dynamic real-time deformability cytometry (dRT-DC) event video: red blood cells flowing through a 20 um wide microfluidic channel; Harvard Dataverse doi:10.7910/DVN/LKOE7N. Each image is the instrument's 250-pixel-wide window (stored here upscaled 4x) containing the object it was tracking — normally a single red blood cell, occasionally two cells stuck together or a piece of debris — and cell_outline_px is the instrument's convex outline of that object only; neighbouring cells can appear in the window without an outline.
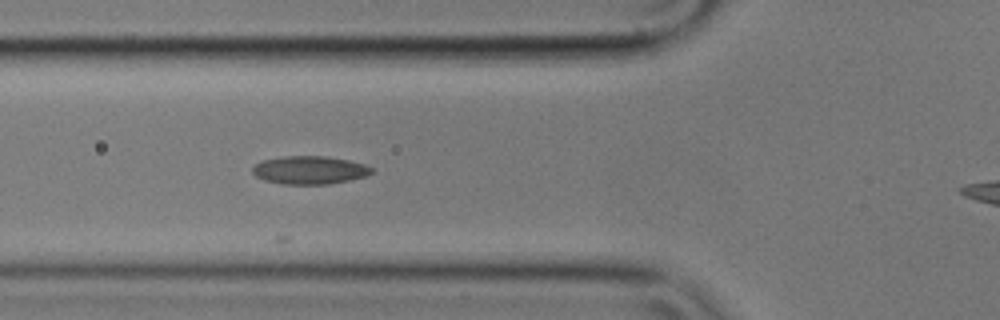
{"species": "common noctule bat (a hibernating species)", "species_latin": "Nyctalus noctula", "temperature_condition": "cold", "stored_images_in_passage": 3, "segment_of_instrument_passage": [1, 2], "camera_frame_rate_fps": 3000, "um_per_image_px": 0.085, "animal": {"sex": "male", "body_mass_g": 17.9}, "frame": {"image": 1, "passage_image": 2, "time_ms": 0.333, "image_size_px": [1000, 320], "cell_outline_px": [[372, 172], [364, 176], [348, 180], [328, 184], [284, 184], [264, 180], [256, 176], [252, 172], [252, 168], [260, 160], [284, 156], [328, 156], [348, 160], [364, 164], [372, 168]], "centroid_in_image_um": [26.28, 14.44], "position_along_channel_um": 99.5, "area_um2": 19.42}}